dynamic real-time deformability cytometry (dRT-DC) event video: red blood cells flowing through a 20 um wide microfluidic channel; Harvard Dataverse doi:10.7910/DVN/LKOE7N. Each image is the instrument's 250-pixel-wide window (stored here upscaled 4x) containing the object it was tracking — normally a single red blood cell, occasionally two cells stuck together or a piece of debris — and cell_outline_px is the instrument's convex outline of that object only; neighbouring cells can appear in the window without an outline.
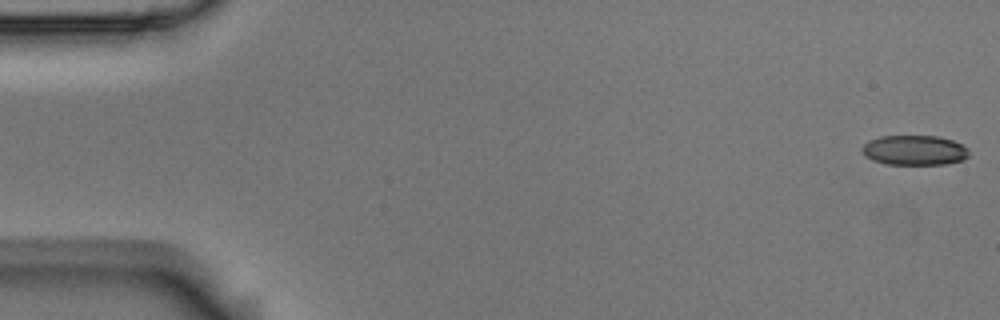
{"species": "Egyptian fruit bat (a non-hibernating species)", "species_latin": "Rousettus aegyptiacus", "temperature_condition": "room temperature", "stored_images_in_passage": 6, "camera_frame_rate_fps": 3000, "um_per_image_px": 0.085, "animal": {"sex": "male"}, "frame": {"image": 1, "passage_image": 1, "time_ms": 0.0, "image_size_px": [1000, 320], "cell_outline_px": [[968, 156], [964, 160], [944, 164], [888, 164], [872, 160], [864, 156], [860, 148], [868, 140], [880, 136], [936, 136], [952, 140], [968, 148]], "centroid_in_image_um": [77.69, 12.77], "position_along_channel_um": 7.3, "area_um2": 18.67}}
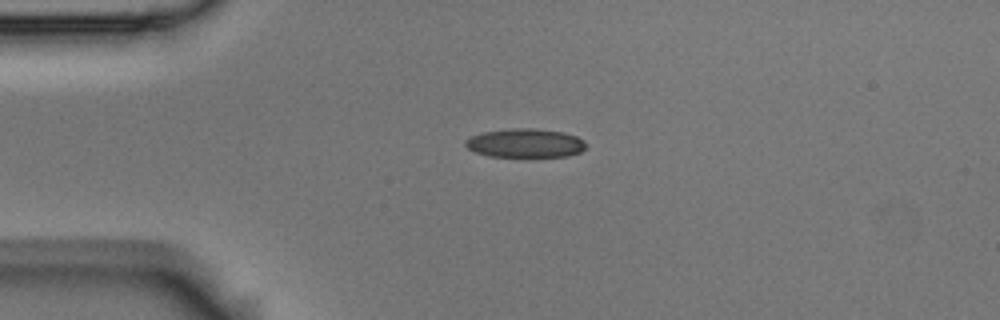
{"frame": {"image": 2, "passage_image": 4, "time_ms": 1.0, "image_size_px": [1000, 320], "cell_outline_px": [[584, 148], [580, 152], [568, 156], [488, 156], [476, 152], [468, 148], [464, 144], [464, 140], [472, 136], [484, 132], [512, 128], [532, 128], [564, 132], [576, 136], [584, 140]], "centroid_in_image_um": [44.63, 12.15], "position_along_channel_um": 40.4, "area_um2": 20.06}}
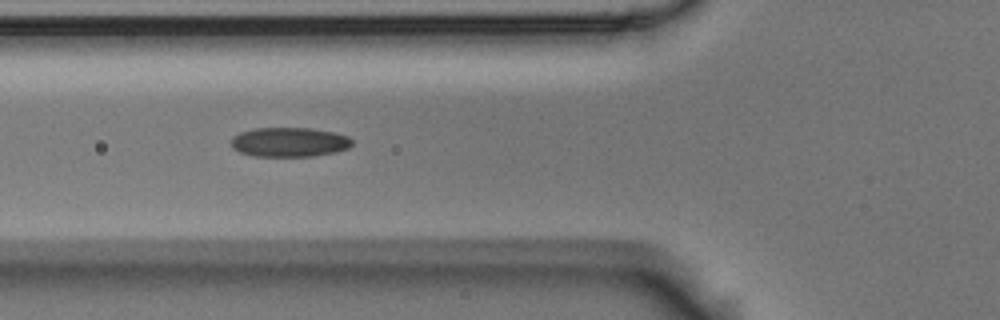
{"frame": {"image": 3, "passage_image": 6, "time_ms": 1.667, "image_size_px": [1000, 320], "cell_outline_px": [[352, 144], [348, 148], [336, 152], [312, 156], [252, 156], [240, 152], [232, 148], [232, 136], [240, 132], [252, 128], [312, 128], [332, 132], [348, 136], [352, 140]], "centroid_in_image_um": [24.57, 12.07], "position_along_channel_um": 101.2, "area_um2": 20.81}}